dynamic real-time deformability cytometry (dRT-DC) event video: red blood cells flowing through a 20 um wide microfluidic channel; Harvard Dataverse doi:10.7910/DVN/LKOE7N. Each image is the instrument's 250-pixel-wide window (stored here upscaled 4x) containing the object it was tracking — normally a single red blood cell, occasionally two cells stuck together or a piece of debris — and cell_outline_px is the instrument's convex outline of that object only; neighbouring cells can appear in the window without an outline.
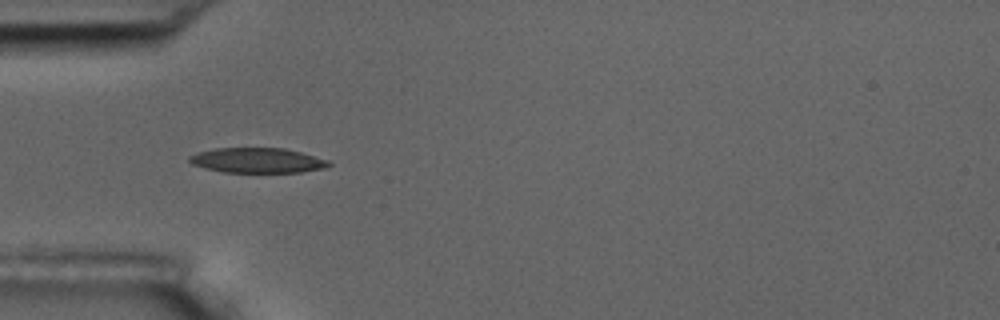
{"species": "common noctule bat (a hibernating species)", "species_latin": "Nyctalus noctula", "temperature_condition": "room temperature", "stored_images_in_passage": 15, "camera_frame_rate_fps": 3000, "um_per_image_px": 0.085, "animal": {"sex": "male", "body_mass_g": 17.5, "forearm_length_mm": 52.3}, "frame": {"image": 1, "passage_image": 5, "time_ms": 5.333, "image_size_px": [1000, 320], "cell_outline_px": [[332, 164], [324, 168], [300, 172], [224, 172], [192, 164], [188, 160], [188, 156], [196, 152], [212, 148], [284, 148], [300, 152], [328, 160]], "centroid_in_image_um": [21.85, 13.62], "position_along_channel_um": 63.2, "area_um2": 20.23}}
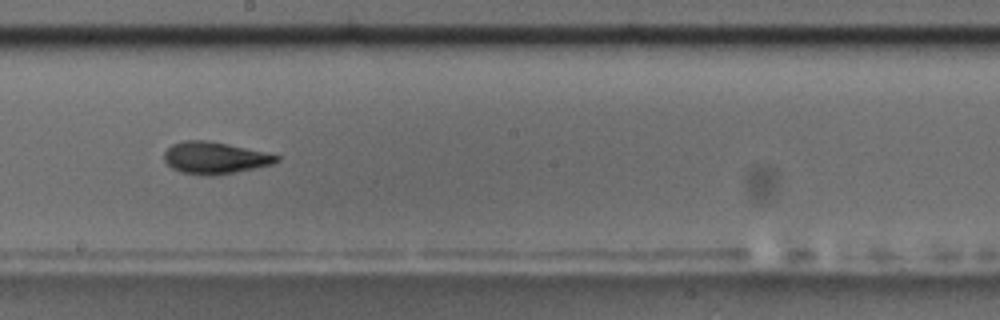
{"frame": {"image": 2, "passage_image": 9, "time_ms": 10.0, "image_size_px": [1000, 320], "cell_outline_px": [[280, 160], [272, 164], [236, 172], [216, 176], [208, 176], [180, 172], [172, 168], [164, 160], [164, 152], [172, 144], [184, 140], [208, 140], [228, 144], [264, 152], [280, 156]], "centroid_in_image_um": [18.24, 13.42], "position_along_channel_um": 230.0, "area_um2": 20.92}, "authors_computed_cell_mechanics": {"area_um2": 20.1722, "velocity_mm_per_s": 3.6059, "shape_relaxation_time_tau1_ms": 4.0108, "shape_relaxation_time_tau2_ms": 1.635, "deformation_change_tau1": 0.1152, "deformation_change_tau2": 0.0653}}